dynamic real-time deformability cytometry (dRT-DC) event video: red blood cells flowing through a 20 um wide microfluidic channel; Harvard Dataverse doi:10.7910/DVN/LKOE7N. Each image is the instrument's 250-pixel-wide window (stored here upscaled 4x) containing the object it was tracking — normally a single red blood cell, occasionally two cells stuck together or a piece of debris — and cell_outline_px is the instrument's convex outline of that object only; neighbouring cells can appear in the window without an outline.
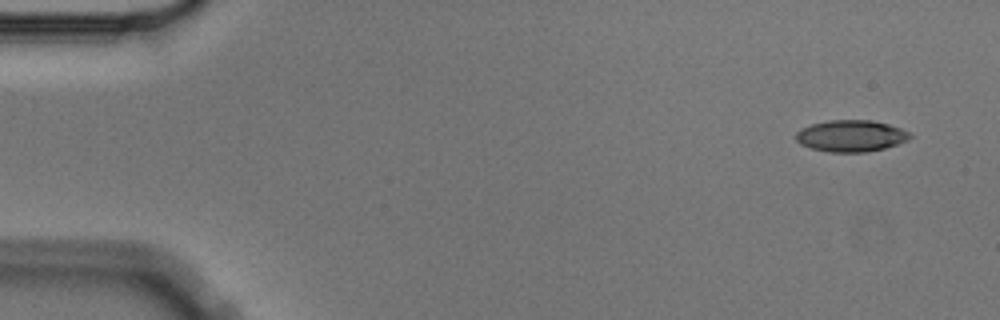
{"species": "Egyptian fruit bat (a non-hibernating species)", "species_latin": "Rousettus aegyptiacus", "temperature_condition": "cold", "stored_images_in_passage": 4, "camera_frame_rate_fps": 3000, "um_per_image_px": 0.085, "animal": {"sex": "male"}, "frame": {"image": 1, "passage_image": 1, "time_ms": 0.0, "image_size_px": [1000, 320], "cell_outline_px": [[912, 136], [908, 140], [884, 148], [864, 152], [828, 152], [812, 148], [800, 144], [796, 140], [796, 132], [800, 128], [812, 124], [828, 120], [872, 120], [888, 124], [900, 128], [908, 132]], "centroid_in_image_um": [72.31, 11.54], "position_along_channel_um": 12.7, "area_um2": 20.92}}
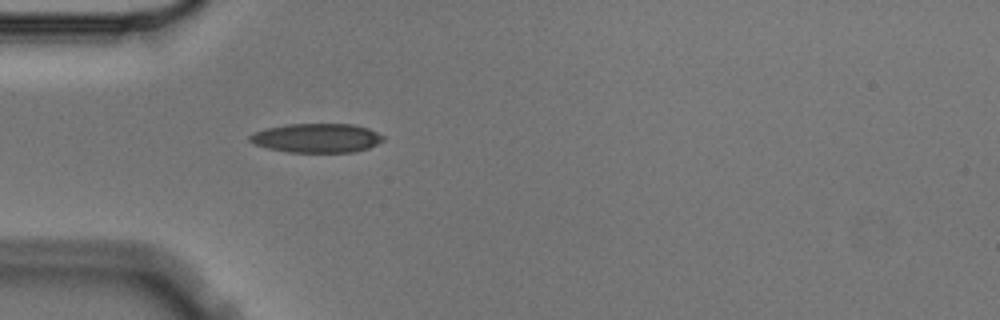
{"frame": {"image": 2, "passage_image": 4, "time_ms": 1.0, "image_size_px": [1000, 320], "cell_outline_px": [[384, 140], [368, 148], [356, 152], [288, 152], [268, 148], [252, 144], [248, 140], [248, 136], [252, 132], [264, 128], [288, 124], [352, 124], [368, 128], [384, 136]], "centroid_in_image_um": [26.87, 11.73], "position_along_channel_um": 58.1, "area_um2": 22.83}}